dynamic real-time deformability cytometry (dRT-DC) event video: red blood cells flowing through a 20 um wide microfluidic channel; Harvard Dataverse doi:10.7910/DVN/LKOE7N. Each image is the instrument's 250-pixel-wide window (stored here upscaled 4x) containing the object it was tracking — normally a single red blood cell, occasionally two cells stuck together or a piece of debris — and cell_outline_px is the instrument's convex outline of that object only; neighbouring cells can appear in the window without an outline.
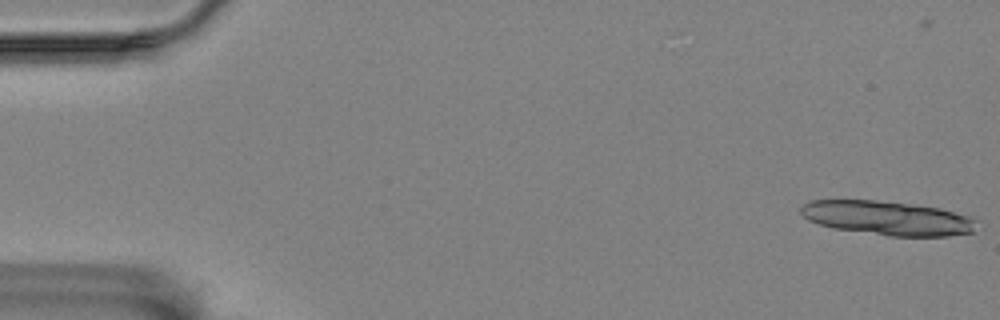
{"species": "Egyptian fruit bat (a non-hibernating species)", "species_latin": "Rousettus aegyptiacus", "temperature_condition": "room temperature", "stored_images_in_passage": 15, "camera_frame_rate_fps": 3000, "um_per_image_px": 0.085, "animal": {"sex": "female"}, "frame": {"image": 1, "passage_image": 1, "time_ms": 0.0, "image_size_px": [1000, 320], "cell_outline_px": [[976, 220], [972, 232], [948, 236], [888, 236], [832, 228], [808, 220], [800, 212], [800, 208], [804, 204], [812, 200], [876, 200], [912, 204], [940, 208], [968, 216]], "centroid_in_image_um": [75.41, 18.53], "position_along_channel_um": 9.6, "area_um2": 34.8}}